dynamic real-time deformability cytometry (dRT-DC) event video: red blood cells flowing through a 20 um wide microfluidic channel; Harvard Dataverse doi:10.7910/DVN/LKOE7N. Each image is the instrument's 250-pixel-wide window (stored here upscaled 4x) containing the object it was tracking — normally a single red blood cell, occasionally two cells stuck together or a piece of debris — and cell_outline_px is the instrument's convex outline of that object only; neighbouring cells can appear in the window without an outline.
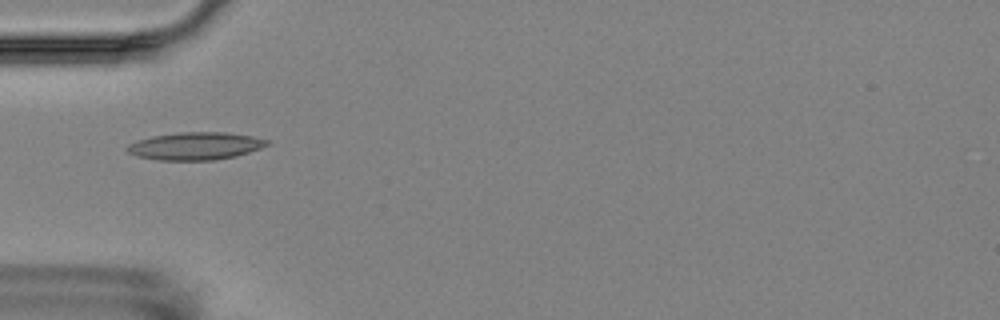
{"species": "Egyptian fruit bat (a non-hibernating species)", "species_latin": "Rousettus aegyptiacus", "temperature_condition": "room temperature", "stored_images_in_passage": 15, "camera_frame_rate_fps": 3000, "um_per_image_px": 0.085, "animal": {"sex": "female"}, "frame": {"image": 1, "passage_image": 4, "time_ms": 3.667, "image_size_px": [1000, 320], "cell_outline_px": [[272, 140], [268, 144], [260, 148], [236, 156], [212, 160], [160, 160], [140, 156], [128, 152], [124, 148], [128, 144], [136, 140], [152, 136], [180, 132], [224, 132], [252, 136]], "centroid_in_image_um": [16.61, 12.4], "position_along_channel_um": 68.4, "area_um2": 22.43}}
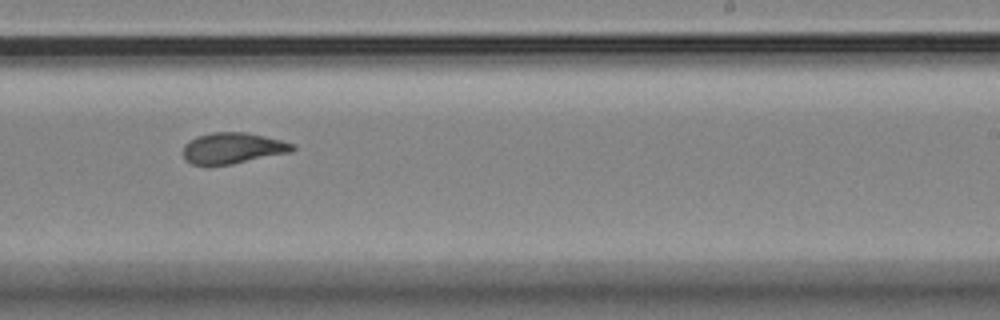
{"frame": {"image": 2, "passage_image": 9, "time_ms": 9.333, "image_size_px": [1000, 320], "cell_outline_px": [[296, 148], [292, 152], [232, 164], [192, 164], [184, 156], [184, 144], [196, 136], [212, 132], [248, 132], [280, 140], [292, 144]], "centroid_in_image_um": [19.8, 12.58], "position_along_channel_um": 269.2, "area_um2": 19.54}}
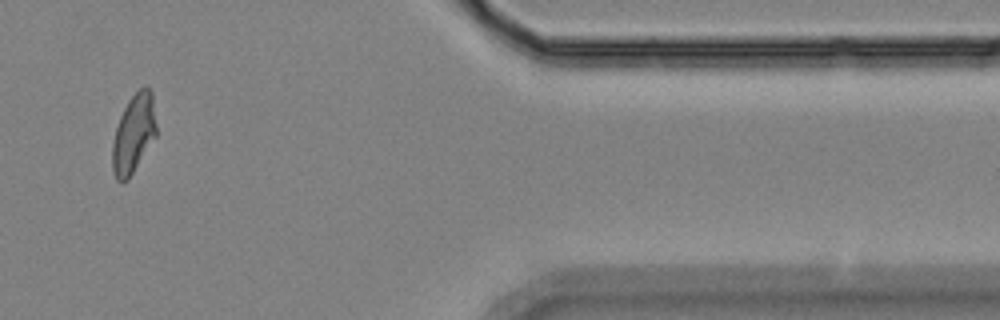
{"frame": {"image": 3, "passage_image": 13, "time_ms": 14.0, "image_size_px": [1000, 320], "cell_outline_px": [[156, 136], [128, 180], [120, 184], [116, 180], [112, 168], [112, 144], [116, 128], [120, 116], [128, 100], [140, 88], [148, 88], [152, 92], [156, 124]], "centroid_in_image_um": [11.34, 11.41], "position_along_channel_um": 400.1, "area_um2": 20.11}, "authors_computed_cell_mechanics": {"area_um2": 20.1144, "velocity_mm_per_s": 3.5446, "shape_relaxation_time_tau1_ms": 6.2384, "shape_relaxation_time_tau2_ms": 1.6714, "deformation_change_tau1": 0.1553, "deformation_change_tau2": 0.0601}}